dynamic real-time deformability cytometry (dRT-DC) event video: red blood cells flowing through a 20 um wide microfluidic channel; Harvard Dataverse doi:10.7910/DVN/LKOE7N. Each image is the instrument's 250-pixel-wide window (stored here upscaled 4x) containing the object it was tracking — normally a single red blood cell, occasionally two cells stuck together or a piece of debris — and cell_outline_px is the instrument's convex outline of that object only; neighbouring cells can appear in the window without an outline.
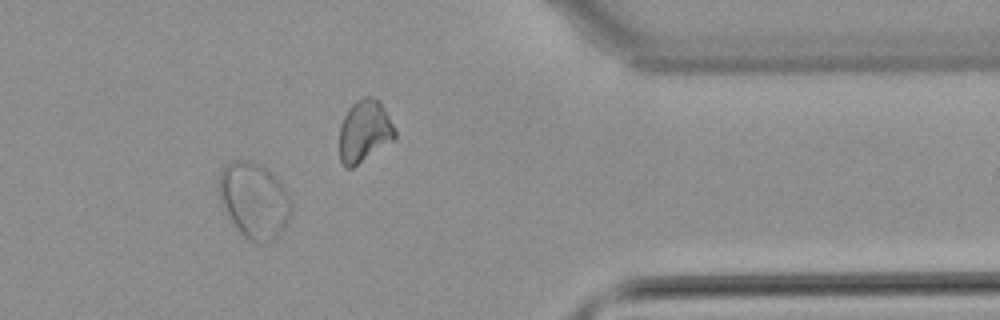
{"species": "common noctule bat (a hibernating species)", "species_latin": "Nyctalus noctula", "temperature_condition": "warm", "stored_images_in_passage": 42, "camera_frame_rate_fps": 3000, "um_per_image_px": 0.085, "animal": {"sex": "male", "body_mass_g": 21.5, "forearm_length_mm": 52.0}, "frame": {"image": 1, "passage_image": 36, "time_ms": 11.667, "image_size_px": [1000, 320], "cell_outline_px": [[292, 208], [288, 220], [284, 228], [268, 244], [252, 244], [240, 232], [228, 216], [220, 200], [220, 172], [224, 164], [232, 160], [252, 160], [264, 168], [280, 184], [288, 196]], "centroid_in_image_um": [21.58, 17.07], "position_along_channel_um": 389.8, "area_um2": 31.5}}